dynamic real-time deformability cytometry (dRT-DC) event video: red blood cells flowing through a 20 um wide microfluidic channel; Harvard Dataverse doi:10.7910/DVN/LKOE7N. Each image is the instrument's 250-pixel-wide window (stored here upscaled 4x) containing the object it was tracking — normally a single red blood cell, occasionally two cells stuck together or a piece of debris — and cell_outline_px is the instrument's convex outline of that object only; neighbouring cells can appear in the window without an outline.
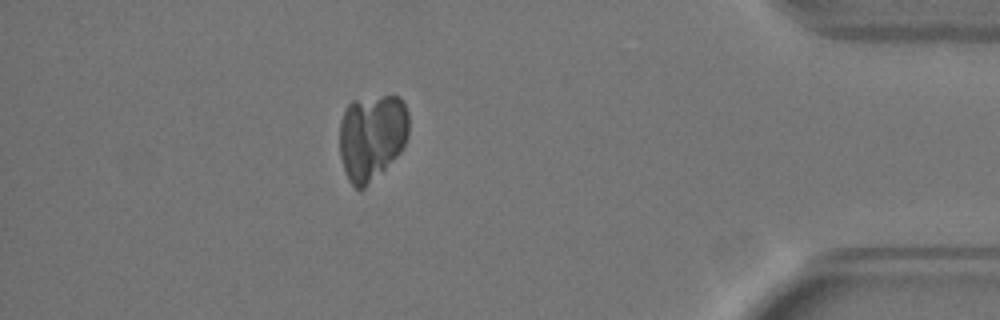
{"species": "Egyptian fruit bat (a non-hibernating species)", "species_latin": "Rousettus aegyptiacus", "temperature_condition": "warm", "stored_images_in_passage": 51, "camera_frame_rate_fps": 3000, "um_per_image_px": 0.085, "animal": {"sex": "female"}, "frame": {"image": 1, "passage_image": 45, "time_ms": 14.667, "image_size_px": [1000, 320], "cell_outline_px": [[408, 136], [400, 152], [364, 188], [356, 188], [348, 180], [340, 156], [340, 120], [344, 108], [352, 100], [384, 96], [400, 96], [408, 112]], "centroid_in_image_um": [31.59, 11.6], "position_along_channel_um": 403.6, "area_um2": 34.68}}